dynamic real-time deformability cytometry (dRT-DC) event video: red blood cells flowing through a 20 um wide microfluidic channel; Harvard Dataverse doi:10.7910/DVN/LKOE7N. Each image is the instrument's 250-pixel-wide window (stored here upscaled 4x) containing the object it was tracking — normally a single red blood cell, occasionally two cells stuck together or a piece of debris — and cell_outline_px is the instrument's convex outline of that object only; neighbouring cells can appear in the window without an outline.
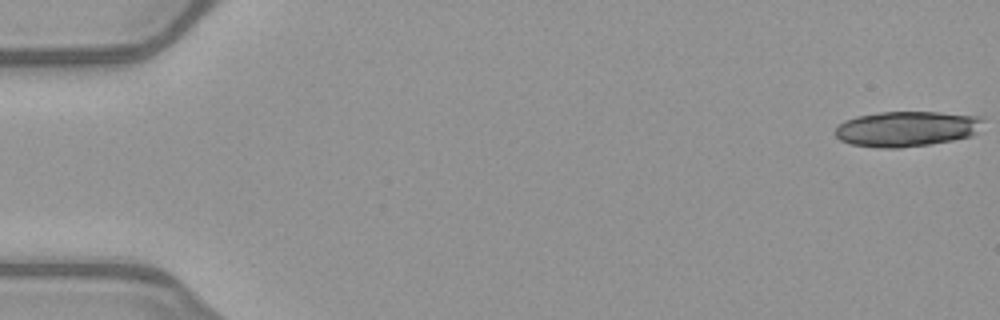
{"species": "common noctule bat (a hibernating species)", "species_latin": "Nyctalus noctula", "temperature_condition": "warm", "stored_images_in_passage": 20, "camera_frame_rate_fps": 3000, "um_per_image_px": 0.085, "animal": {"sex": "female", "body_mass_g": 21.9}, "frame": {"image": 1, "passage_image": 1, "time_ms": 0.0, "image_size_px": [1000, 320], "cell_outline_px": [[984, 120], [976, 132], [972, 136], [952, 140], [928, 144], [900, 148], [880, 148], [852, 144], [840, 140], [836, 136], [836, 128], [844, 120], [856, 116], [880, 112], [940, 112], [984, 116]], "centroid_in_image_um": [77.09, 10.94], "position_along_channel_um": 7.9, "area_um2": 30.52}}